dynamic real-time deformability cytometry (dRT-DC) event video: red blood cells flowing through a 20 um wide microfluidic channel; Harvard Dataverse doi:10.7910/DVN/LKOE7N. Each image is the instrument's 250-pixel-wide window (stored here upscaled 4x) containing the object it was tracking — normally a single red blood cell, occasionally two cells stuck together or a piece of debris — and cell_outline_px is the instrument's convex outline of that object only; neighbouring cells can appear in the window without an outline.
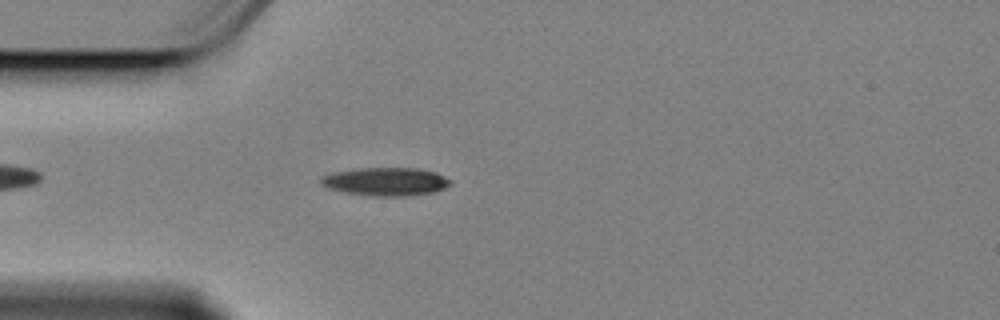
{"species": "Egyptian fruit bat (a non-hibernating species)", "species_latin": "Rousettus aegyptiacus", "temperature_condition": "cold", "stored_images_in_passage": 27, "camera_frame_rate_fps": 3000, "um_per_image_px": 0.085, "animal": {"sex": "female"}, "frame": {"image": 1, "passage_image": 7, "time_ms": 2.0, "image_size_px": [1000, 320], "cell_outline_px": [[452, 184], [444, 188], [432, 192], [404, 196], [372, 196], [344, 192], [328, 188], [320, 184], [320, 176], [336, 172], [360, 168], [416, 168], [436, 172], [452, 180]], "centroid_in_image_um": [32.79, 15.43], "position_along_channel_um": 52.2, "area_um2": 21.27}}
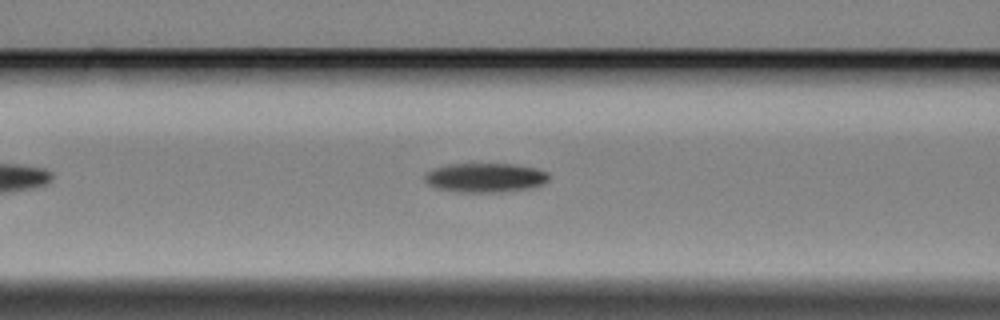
{"frame": {"image": 2, "passage_image": 14, "time_ms": 4.333, "image_size_px": [1000, 320], "cell_outline_px": [[548, 180], [544, 184], [536, 188], [504, 192], [456, 192], [436, 188], [428, 184], [424, 180], [424, 172], [448, 164], [512, 164], [536, 168], [548, 172]], "centroid_in_image_um": [41.26, 15.11], "position_along_channel_um": 125.3, "area_um2": 21.5}}
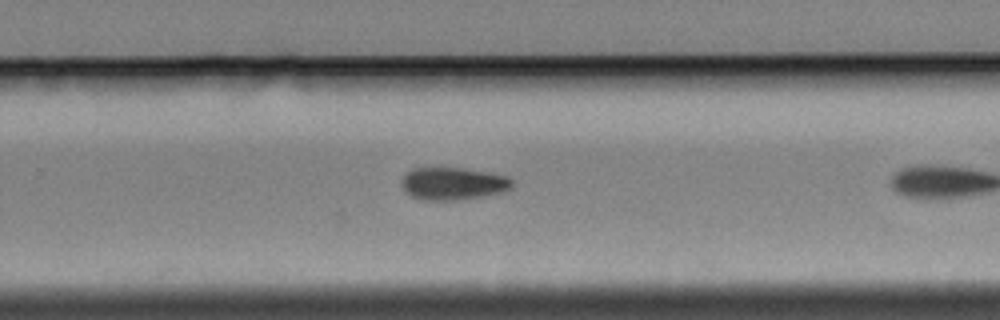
{"frame": {"image": 3, "passage_image": 25, "time_ms": 8.0, "image_size_px": [1000, 320], "cell_outline_px": [[512, 188], [504, 192], [484, 196], [456, 200], [420, 200], [404, 192], [400, 184], [400, 180], [412, 168], [464, 168], [488, 172], [508, 176], [512, 180]], "centroid_in_image_um": [38.5, 15.61], "position_along_channel_um": 291.3, "area_um2": 21.21}}